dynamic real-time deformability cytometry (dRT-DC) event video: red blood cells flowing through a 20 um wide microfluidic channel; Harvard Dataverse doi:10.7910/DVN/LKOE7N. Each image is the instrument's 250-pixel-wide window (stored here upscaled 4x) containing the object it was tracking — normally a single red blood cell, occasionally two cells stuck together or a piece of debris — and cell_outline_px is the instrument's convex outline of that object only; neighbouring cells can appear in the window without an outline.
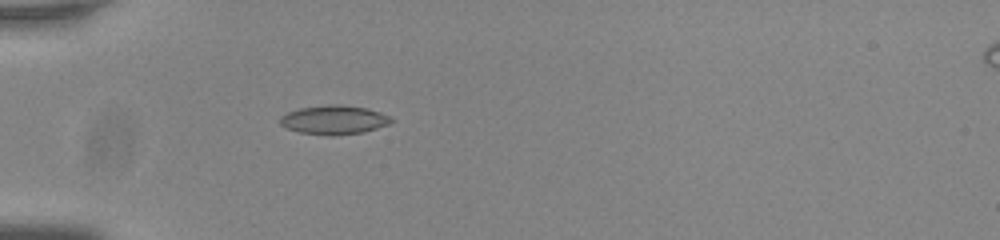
{"species": "common noctule bat (a hibernating species)", "species_latin": "Nyctalus noctula", "temperature_condition": "room temperature", "stored_images_in_passage": 38, "camera_frame_rate_fps": 3000, "um_per_image_px": 0.085, "animal": {"sex": "male", "body_mass_g": 20.0, "forearm_length_mm": 53.3}, "frame": {"image": 1, "passage_image": 1, "time_ms": 0.0, "image_size_px": [1000, 240], "cell_outline_px": [[396, 120], [388, 124], [364, 132], [332, 136], [300, 132], [284, 128], [280, 124], [280, 116], [288, 112], [300, 108], [328, 104], [340, 104], [368, 108], [392, 116]], "centroid_in_image_um": [28.41, 10.18], "position_along_channel_um": 56.6, "area_um2": 19.02}}
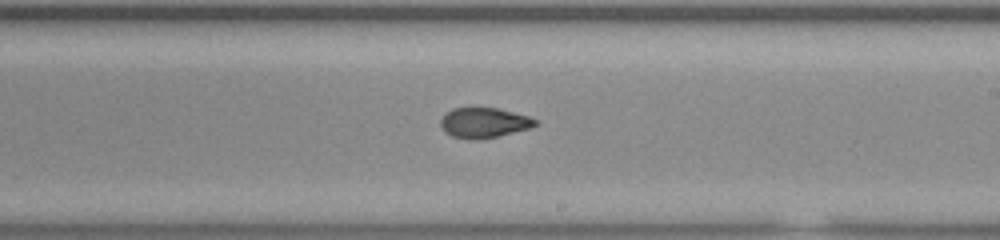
{"frame": {"image": 2, "passage_image": 17, "time_ms": 5.333, "image_size_px": [1000, 240], "cell_outline_px": [[540, 124], [532, 128], [496, 136], [472, 140], [468, 140], [452, 136], [444, 132], [440, 124], [440, 120], [452, 108], [496, 108], [528, 116], [540, 120]], "centroid_in_image_um": [41.17, 10.44], "position_along_channel_um": 247.8, "area_um2": 16.65}}
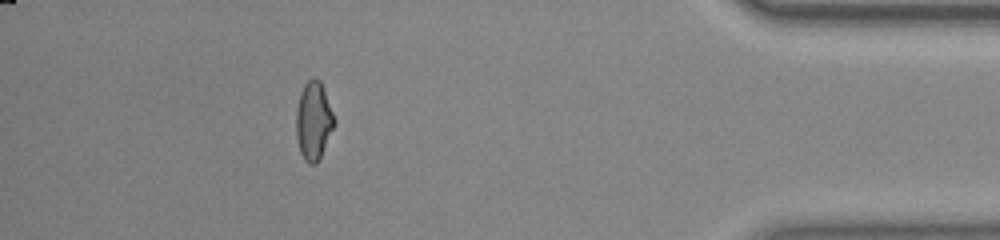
{"frame": {"image": 3, "passage_image": 33, "time_ms": 10.667, "image_size_px": [1000, 240], "cell_outline_px": [[336, 124], [320, 160], [316, 164], [308, 164], [304, 160], [300, 152], [296, 140], [296, 112], [300, 92], [304, 84], [312, 76], [316, 76], [320, 80], [336, 120]], "centroid_in_image_um": [26.66, 10.29], "position_along_channel_um": 408.5, "area_um2": 17.86}, "authors_computed_cell_mechanics": {"area_um2": 17.3111, "velocity_mm_per_s": 3.804, "shape_relaxation_time_tau1_ms": null, "shape_relaxation_time_tau2_ms": 1.5872, "deformation_change_tau1": null, "deformation_change_tau2": 0.052}}